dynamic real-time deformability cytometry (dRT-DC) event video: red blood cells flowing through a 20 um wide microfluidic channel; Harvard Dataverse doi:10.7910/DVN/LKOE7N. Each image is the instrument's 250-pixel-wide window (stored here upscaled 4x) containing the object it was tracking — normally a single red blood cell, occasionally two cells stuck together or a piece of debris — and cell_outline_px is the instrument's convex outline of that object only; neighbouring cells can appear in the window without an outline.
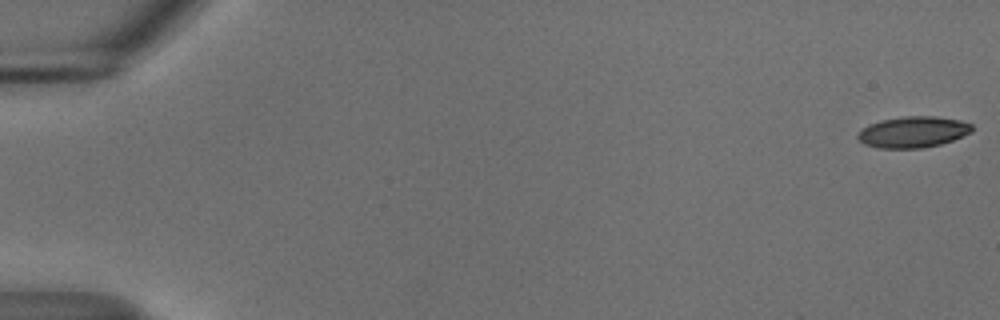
{"species": "common noctule bat (a hibernating species)", "species_latin": "Nyctalus noctula", "temperature_condition": "cold", "stored_images_in_passage": 10, "camera_frame_rate_fps": 3000, "um_per_image_px": 0.085, "animal": {"sex": "male", "body_mass_g": 18.8}, "frame": {"image": 1, "passage_image": 1, "time_ms": 0.0, "image_size_px": [1000, 320], "cell_outline_px": [[972, 132], [952, 140], [940, 144], [920, 148], [880, 148], [864, 144], [856, 136], [868, 124], [884, 120], [904, 116], [936, 116], [960, 120], [972, 124]], "centroid_in_image_um": [77.63, 11.21], "position_along_channel_um": 7.4, "area_um2": 20.52}}